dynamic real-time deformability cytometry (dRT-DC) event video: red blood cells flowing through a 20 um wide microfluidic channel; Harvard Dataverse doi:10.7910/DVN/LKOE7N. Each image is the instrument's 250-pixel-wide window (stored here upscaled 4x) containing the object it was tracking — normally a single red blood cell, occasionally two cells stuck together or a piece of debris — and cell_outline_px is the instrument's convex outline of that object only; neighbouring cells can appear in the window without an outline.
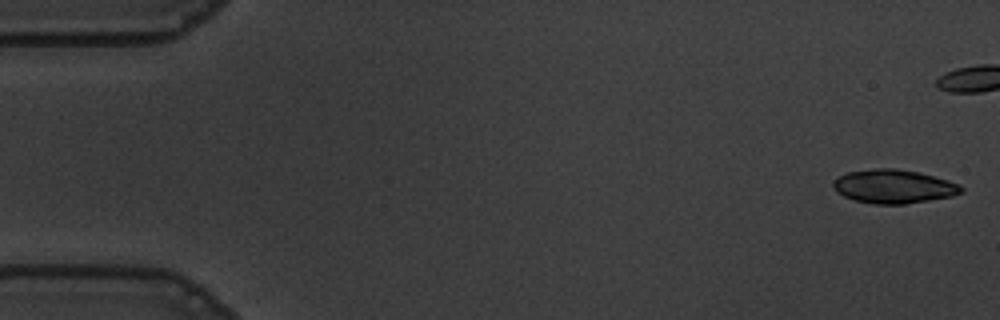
{"species": "common noctule bat (a hibernating species)", "species_latin": "Nyctalus noctula", "temperature_condition": "warm", "stored_images_in_passage": 43, "camera_frame_rate_fps": 3000, "um_per_image_px": 0.085, "animal": {"sex": "male", "body_mass_g": 19.5, "forearm_length_mm": 54.6}, "frame": {"image": 1, "passage_image": 1, "time_ms": 0.0, "image_size_px": [1000, 320], "cell_outline_px": [[964, 192], [952, 196], [904, 204], [872, 204], [856, 200], [844, 196], [836, 192], [832, 184], [832, 180], [848, 172], [876, 168], [892, 168], [920, 172], [948, 180], [960, 184], [964, 188]], "centroid_in_image_um": [75.97, 15.84], "position_along_channel_um": 9.0, "area_um2": 25.2}}